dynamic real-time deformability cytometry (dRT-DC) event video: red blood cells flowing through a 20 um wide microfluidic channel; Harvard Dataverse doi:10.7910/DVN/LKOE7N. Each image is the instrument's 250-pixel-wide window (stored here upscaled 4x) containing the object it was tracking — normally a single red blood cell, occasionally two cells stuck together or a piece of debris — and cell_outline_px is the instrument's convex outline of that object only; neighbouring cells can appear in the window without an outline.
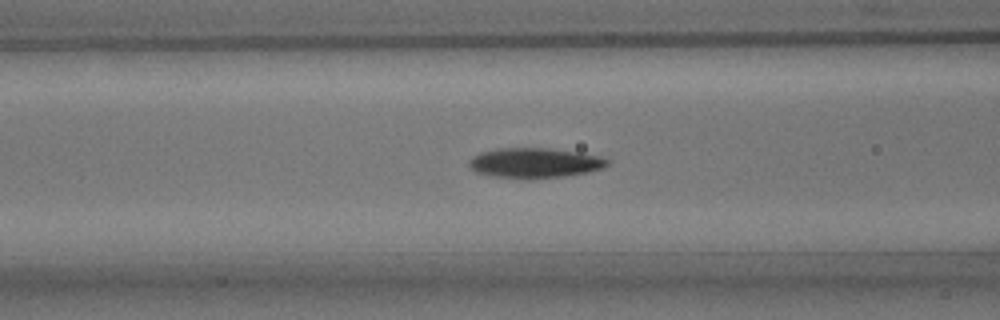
{"species": "common noctule bat (a hibernating species)", "species_latin": "Nyctalus noctula", "temperature_condition": "room temperature", "stored_images_in_passage": 48, "camera_frame_rate_fps": 3000, "um_per_image_px": 0.085, "animal": {"sex": "male", "body_mass_g": 15.6}, "frame": {"image": 1, "passage_image": 15, "time_ms": 4.667, "image_size_px": [1000, 320], "cell_outline_px": [[612, 160], [604, 168], [588, 172], [560, 176], [528, 180], [492, 176], [476, 172], [468, 164], [468, 160], [472, 156], [480, 152], [496, 148], [544, 148], [576, 152], [600, 156]], "centroid_in_image_um": [45.43, 13.85], "position_along_channel_um": 121.2, "area_um2": 24.39}}
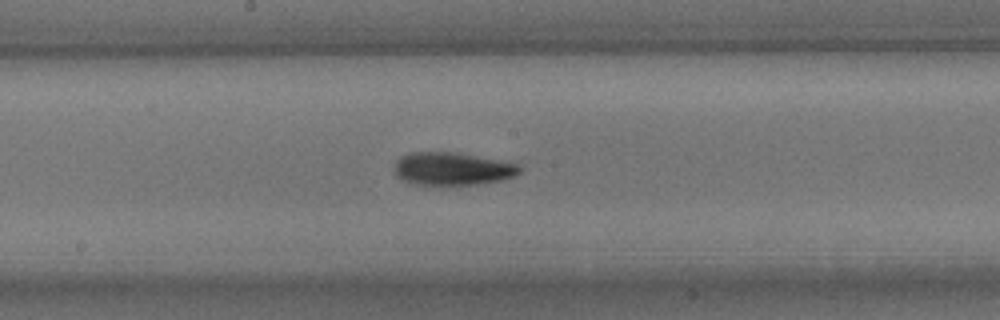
{"frame": {"image": 2, "passage_image": 22, "time_ms": 7.0, "image_size_px": [1000, 320], "cell_outline_px": [[524, 168], [516, 176], [504, 180], [480, 184], [412, 184], [400, 180], [396, 176], [392, 168], [396, 160], [400, 156], [408, 152], [456, 152], [516, 164]], "centroid_in_image_um": [38.4, 14.35], "position_along_channel_um": 209.8, "area_um2": 24.22}}
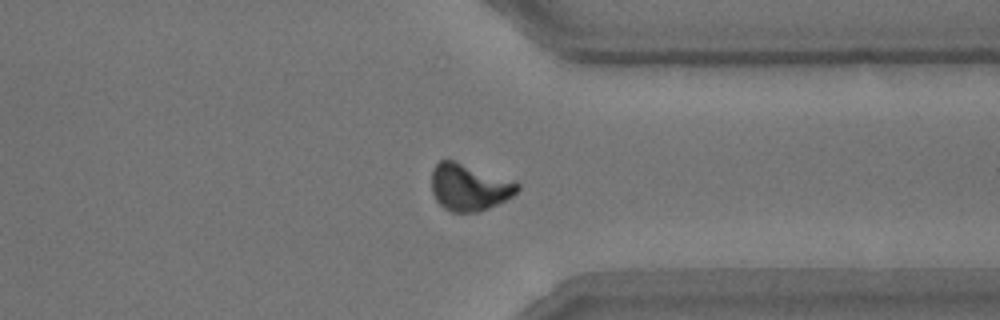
{"frame": {"image": 3, "passage_image": 35, "time_ms": 11.333, "image_size_px": [1000, 320], "cell_outline_px": [[520, 188], [512, 196], [488, 208], [476, 212], [452, 212], [444, 208], [436, 200], [432, 192], [432, 168], [440, 160], [452, 160], [516, 180], [520, 184]], "centroid_in_image_um": [39.89, 15.9], "position_along_channel_um": 371.5, "area_um2": 23.47}, "authors_computed_cell_mechanics": {"area_um2": 23.2645, "velocity_mm_per_s": 3.7905, "shape_relaxation_time_tau1_ms": 2.509, "shape_relaxation_time_tau2_ms": 4.4591, "deformation_change_tau1": 0.1241, "deformation_change_tau2": 0.0919}}